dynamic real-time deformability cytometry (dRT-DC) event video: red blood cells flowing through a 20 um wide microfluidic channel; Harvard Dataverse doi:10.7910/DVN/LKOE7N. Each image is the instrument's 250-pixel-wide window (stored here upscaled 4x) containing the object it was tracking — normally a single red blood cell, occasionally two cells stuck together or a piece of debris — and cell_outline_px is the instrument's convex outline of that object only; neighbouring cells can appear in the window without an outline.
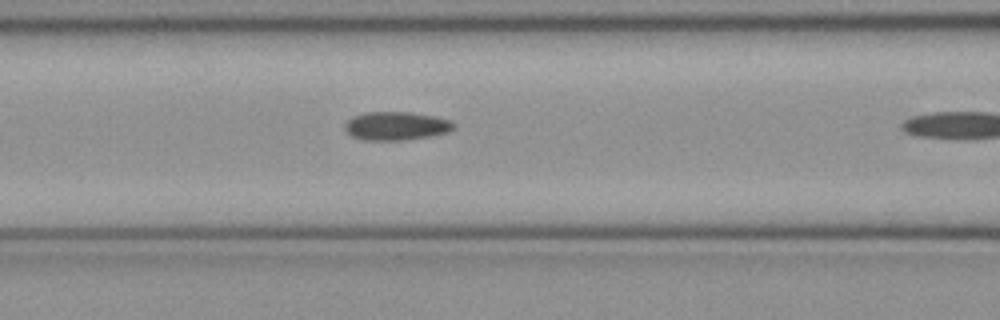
{"species": "common noctule bat (a hibernating species)", "species_latin": "Nyctalus noctula", "temperature_condition": "cold", "stored_images_in_passage": 11, "camera_frame_rate_fps": 3000, "um_per_image_px": 0.085, "animal": {"sex": "female", "body_mass_g": 21.9}, "frame": {"image": 1, "passage_image": 10, "time_ms": 3.0, "image_size_px": [1000, 320], "cell_outline_px": [[452, 128], [448, 132], [428, 136], [404, 140], [364, 140], [352, 136], [344, 128], [344, 124], [352, 116], [364, 112], [408, 112], [432, 116], [448, 120], [452, 124]], "centroid_in_image_um": [33.59, 10.7], "position_along_channel_um": 133.0, "area_um2": 17.74}}